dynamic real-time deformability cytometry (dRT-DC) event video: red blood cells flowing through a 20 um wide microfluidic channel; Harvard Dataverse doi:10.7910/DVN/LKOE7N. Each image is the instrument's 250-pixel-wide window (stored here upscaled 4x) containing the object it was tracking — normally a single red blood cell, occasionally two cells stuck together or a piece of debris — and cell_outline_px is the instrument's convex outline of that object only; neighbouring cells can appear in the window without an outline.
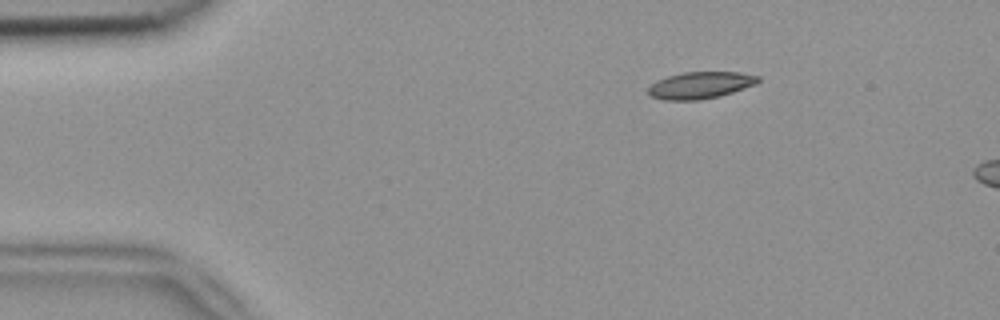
{"species": "common noctule bat (a hibernating species)", "species_latin": "Nyctalus noctula", "temperature_condition": "room temperature", "stored_images_in_passage": 5, "segment_of_instrument_passage": [2, 2], "camera_frame_rate_fps": 3000, "um_per_image_px": 0.085, "animal": {"sex": "female", "body_mass_g": 18.4}, "frame": {"image": 1, "passage_image": 5, "time_ms": 1.333, "image_size_px": [1000, 320], "cell_outline_px": [[760, 80], [756, 84], [720, 96], [700, 100], [664, 100], [648, 96], [648, 88], [656, 80], [668, 76], [684, 72], [740, 72], [760, 76]], "centroid_in_image_um": [59.52, 7.24], "position_along_channel_um": 25.5, "area_um2": 17.28}}